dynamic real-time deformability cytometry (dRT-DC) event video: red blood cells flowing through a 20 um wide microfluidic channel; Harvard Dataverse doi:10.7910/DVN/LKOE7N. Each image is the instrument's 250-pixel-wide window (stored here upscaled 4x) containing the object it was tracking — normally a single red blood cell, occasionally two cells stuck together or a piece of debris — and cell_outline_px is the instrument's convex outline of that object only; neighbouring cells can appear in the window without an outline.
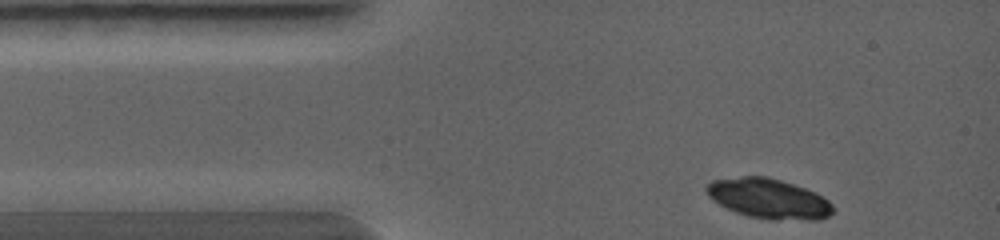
{"species": "common noctule bat (a hibernating species)", "species_latin": "Nyctalus noctula", "temperature_condition": "warm", "stored_images_in_passage": 2, "camera_frame_rate_fps": 5000, "um_per_image_px": 0.085, "animal": {"sex": "female", "body_mass_g": 19.0, "forearm_length_mm": 56.7}, "frame": {"image": 1, "passage_image": 1, "time_ms": 0.0, "image_size_px": [1000, 240], "cell_outline_px": [[836, 212], [820, 220], [768, 220], [748, 216], [736, 212], [712, 200], [708, 196], [704, 188], [712, 180], [744, 176], [768, 176], [816, 192], [828, 200], [832, 204]], "centroid_in_image_um": [65.36, 16.9], "position_along_channel_um": 19.6, "area_um2": 29.71}}